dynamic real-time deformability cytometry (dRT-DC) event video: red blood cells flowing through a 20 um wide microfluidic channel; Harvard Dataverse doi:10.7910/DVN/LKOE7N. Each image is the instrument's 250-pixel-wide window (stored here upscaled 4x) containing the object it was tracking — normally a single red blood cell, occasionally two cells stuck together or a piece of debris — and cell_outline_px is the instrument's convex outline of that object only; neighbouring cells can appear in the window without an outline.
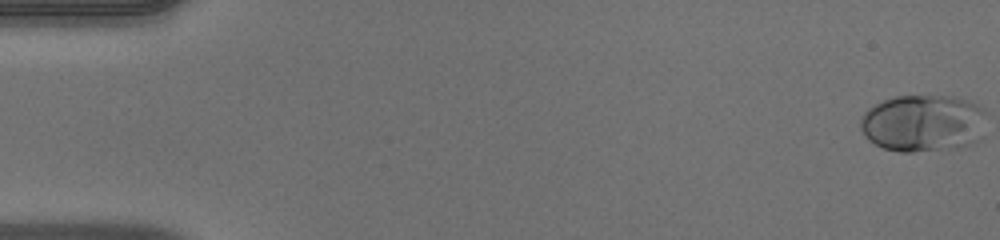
{"species": "human", "species_latin": "Homo sapiens", "temperature_condition": "warm", "stored_images_in_passage": 51, "camera_frame_rate_fps": 3000, "um_per_image_px": 0.085, "donor": {"sex": "male"}, "frame": {"image": 1, "passage_image": 1, "time_ms": 0.0, "image_size_px": [1000, 240], "cell_outline_px": [[984, 112], [976, 140], [960, 148], [912, 152], [900, 152], [884, 148], [868, 140], [864, 136], [860, 128], [860, 116], [868, 108], [884, 100], [896, 96], [952, 96], [976, 104]], "centroid_in_image_um": [78.36, 10.48], "position_along_channel_um": 6.6, "area_um2": 41.5}}
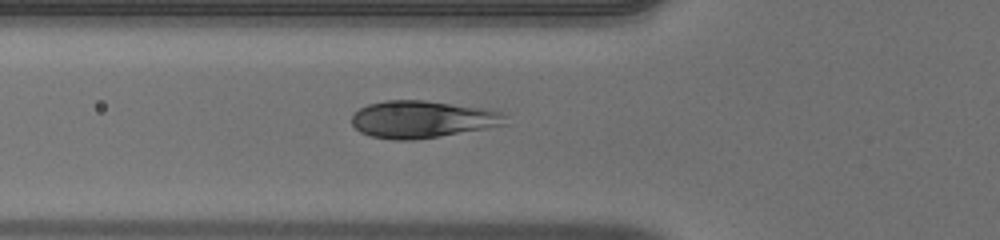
{"frame": {"image": 2, "passage_image": 19, "time_ms": 6.0, "image_size_px": [1000, 240], "cell_outline_px": [[504, 124], [484, 128], [440, 136], [416, 140], [392, 140], [372, 136], [360, 132], [352, 124], [352, 116], [360, 108], [368, 104], [384, 100], [424, 100], [480, 108], [500, 112], [504, 116]], "centroid_in_image_um": [35.8, 10.14], "position_along_channel_um": 90.0, "area_um2": 32.77}}
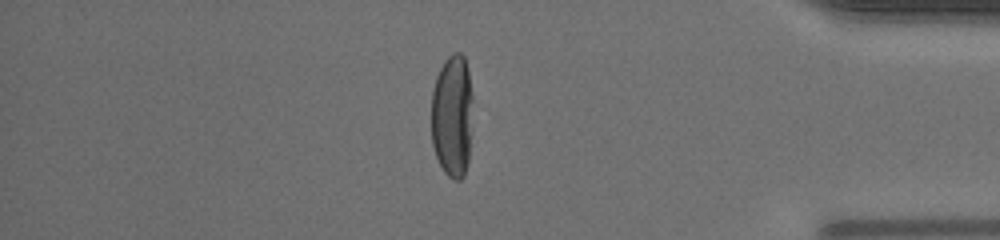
{"frame": {"image": 3, "passage_image": 44, "time_ms": 14.333, "image_size_px": [1000, 240], "cell_outline_px": [[472, 132], [468, 160], [464, 176], [460, 180], [452, 180], [444, 172], [436, 156], [432, 144], [432, 92], [436, 76], [444, 60], [452, 52], [460, 52], [464, 56], [468, 72], [472, 92]], "centroid_in_image_um": [38.46, 9.86], "position_along_channel_um": 396.7, "area_um2": 30.23}}